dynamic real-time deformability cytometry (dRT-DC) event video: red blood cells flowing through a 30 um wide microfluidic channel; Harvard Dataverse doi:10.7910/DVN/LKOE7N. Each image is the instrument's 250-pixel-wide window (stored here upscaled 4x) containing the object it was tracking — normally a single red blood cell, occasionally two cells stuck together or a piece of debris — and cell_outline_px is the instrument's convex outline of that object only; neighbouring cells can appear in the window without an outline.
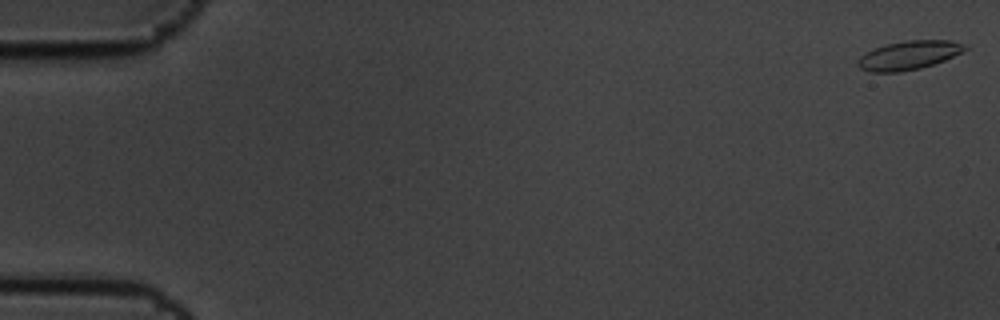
{"species": "common noctule bat (a hibernating species)", "species_latin": "Nyctalus noctula", "temperature_condition": "cold", "stored_images_in_passage": 6, "camera_frame_rate_fps": 3000, "um_per_image_px": 0.085, "animal": {"sex": "male", "body_mass_g": 19.5, "forearm_length_mm": 54.6}, "frame": {"image": 1, "passage_image": 1, "time_ms": 0.0, "image_size_px": [1000, 320], "cell_outline_px": [[968, 48], [944, 60], [920, 68], [900, 72], [872, 72], [860, 68], [856, 64], [860, 56], [864, 52], [888, 44], [904, 40], [952, 40], [968, 44]], "centroid_in_image_um": [77.25, 4.68], "position_along_channel_um": 7.8, "area_um2": 17.92}}
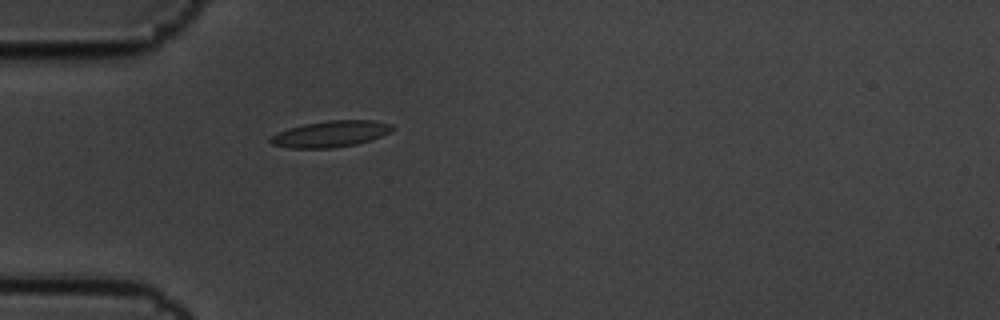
{"frame": {"image": 2, "passage_image": 6, "time_ms": 1.667, "image_size_px": [1000, 320], "cell_outline_px": [[396, 128], [392, 132], [356, 144], [332, 148], [288, 148], [272, 144], [268, 140], [276, 132], [288, 128], [304, 124], [328, 120], [376, 120], [392, 124]], "centroid_in_image_um": [28.11, 11.37], "position_along_channel_um": 56.9, "area_um2": 18.79}}